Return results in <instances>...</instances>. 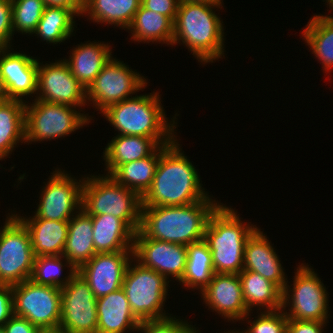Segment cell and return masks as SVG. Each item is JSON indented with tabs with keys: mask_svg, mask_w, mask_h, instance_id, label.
<instances>
[{
	"mask_svg": "<svg viewBox=\"0 0 333 333\" xmlns=\"http://www.w3.org/2000/svg\"><path fill=\"white\" fill-rule=\"evenodd\" d=\"M177 141L176 138L171 144L161 145L155 176L142 197V206H184L209 196L196 167Z\"/></svg>",
	"mask_w": 333,
	"mask_h": 333,
	"instance_id": "cell-1",
	"label": "cell"
},
{
	"mask_svg": "<svg viewBox=\"0 0 333 333\" xmlns=\"http://www.w3.org/2000/svg\"><path fill=\"white\" fill-rule=\"evenodd\" d=\"M220 204L209 195L184 206H142L139 230L150 239L188 246L204 239L209 217Z\"/></svg>",
	"mask_w": 333,
	"mask_h": 333,
	"instance_id": "cell-2",
	"label": "cell"
},
{
	"mask_svg": "<svg viewBox=\"0 0 333 333\" xmlns=\"http://www.w3.org/2000/svg\"><path fill=\"white\" fill-rule=\"evenodd\" d=\"M216 8L223 6L180 1L174 20L172 46L181 43L203 65L225 57V29Z\"/></svg>",
	"mask_w": 333,
	"mask_h": 333,
	"instance_id": "cell-3",
	"label": "cell"
},
{
	"mask_svg": "<svg viewBox=\"0 0 333 333\" xmlns=\"http://www.w3.org/2000/svg\"><path fill=\"white\" fill-rule=\"evenodd\" d=\"M159 92L141 94L113 104L102 114L118 132L116 135H131L153 138L160 146L171 144L176 139L175 113L170 122L165 114ZM176 124V125H175Z\"/></svg>",
	"mask_w": 333,
	"mask_h": 333,
	"instance_id": "cell-4",
	"label": "cell"
},
{
	"mask_svg": "<svg viewBox=\"0 0 333 333\" xmlns=\"http://www.w3.org/2000/svg\"><path fill=\"white\" fill-rule=\"evenodd\" d=\"M247 223L223 203L210 215L203 240L211 252L215 273L239 274L243 270L247 239L258 228Z\"/></svg>",
	"mask_w": 333,
	"mask_h": 333,
	"instance_id": "cell-5",
	"label": "cell"
},
{
	"mask_svg": "<svg viewBox=\"0 0 333 333\" xmlns=\"http://www.w3.org/2000/svg\"><path fill=\"white\" fill-rule=\"evenodd\" d=\"M98 175L84 176L81 208L90 216L113 215L122 219L135 233L139 231L142 198L118 184L110 175Z\"/></svg>",
	"mask_w": 333,
	"mask_h": 333,
	"instance_id": "cell-6",
	"label": "cell"
},
{
	"mask_svg": "<svg viewBox=\"0 0 333 333\" xmlns=\"http://www.w3.org/2000/svg\"><path fill=\"white\" fill-rule=\"evenodd\" d=\"M169 283L163 275L142 266L134 258L129 262L122 289L132 313L140 322L172 316L164 309Z\"/></svg>",
	"mask_w": 333,
	"mask_h": 333,
	"instance_id": "cell-7",
	"label": "cell"
},
{
	"mask_svg": "<svg viewBox=\"0 0 333 333\" xmlns=\"http://www.w3.org/2000/svg\"><path fill=\"white\" fill-rule=\"evenodd\" d=\"M32 101L34 102H25V144L27 145L63 138L91 123L92 116L85 112L80 113L83 109L37 99Z\"/></svg>",
	"mask_w": 333,
	"mask_h": 333,
	"instance_id": "cell-8",
	"label": "cell"
},
{
	"mask_svg": "<svg viewBox=\"0 0 333 333\" xmlns=\"http://www.w3.org/2000/svg\"><path fill=\"white\" fill-rule=\"evenodd\" d=\"M297 266L293 283H287L282 294L285 315L288 320L327 322L330 318L329 294L323 281L308 263Z\"/></svg>",
	"mask_w": 333,
	"mask_h": 333,
	"instance_id": "cell-9",
	"label": "cell"
},
{
	"mask_svg": "<svg viewBox=\"0 0 333 333\" xmlns=\"http://www.w3.org/2000/svg\"><path fill=\"white\" fill-rule=\"evenodd\" d=\"M34 253L26 226L11 212L0 227V285H16L31 278Z\"/></svg>",
	"mask_w": 333,
	"mask_h": 333,
	"instance_id": "cell-10",
	"label": "cell"
},
{
	"mask_svg": "<svg viewBox=\"0 0 333 333\" xmlns=\"http://www.w3.org/2000/svg\"><path fill=\"white\" fill-rule=\"evenodd\" d=\"M145 78L112 56L86 89V102L102 113L109 106L127 100L140 90L144 91L148 84Z\"/></svg>",
	"mask_w": 333,
	"mask_h": 333,
	"instance_id": "cell-11",
	"label": "cell"
},
{
	"mask_svg": "<svg viewBox=\"0 0 333 333\" xmlns=\"http://www.w3.org/2000/svg\"><path fill=\"white\" fill-rule=\"evenodd\" d=\"M14 315L40 329H56L61 320V288L39 285L31 279L12 286Z\"/></svg>",
	"mask_w": 333,
	"mask_h": 333,
	"instance_id": "cell-12",
	"label": "cell"
},
{
	"mask_svg": "<svg viewBox=\"0 0 333 333\" xmlns=\"http://www.w3.org/2000/svg\"><path fill=\"white\" fill-rule=\"evenodd\" d=\"M51 174L42 187L34 215L46 220L69 221L81 209L84 177L78 181L59 168Z\"/></svg>",
	"mask_w": 333,
	"mask_h": 333,
	"instance_id": "cell-13",
	"label": "cell"
},
{
	"mask_svg": "<svg viewBox=\"0 0 333 333\" xmlns=\"http://www.w3.org/2000/svg\"><path fill=\"white\" fill-rule=\"evenodd\" d=\"M59 329L65 333L97 331V298L78 272L61 288Z\"/></svg>",
	"mask_w": 333,
	"mask_h": 333,
	"instance_id": "cell-14",
	"label": "cell"
},
{
	"mask_svg": "<svg viewBox=\"0 0 333 333\" xmlns=\"http://www.w3.org/2000/svg\"><path fill=\"white\" fill-rule=\"evenodd\" d=\"M34 99L80 109L87 105L86 90L72 75L64 58L49 64L38 61L37 94Z\"/></svg>",
	"mask_w": 333,
	"mask_h": 333,
	"instance_id": "cell-15",
	"label": "cell"
},
{
	"mask_svg": "<svg viewBox=\"0 0 333 333\" xmlns=\"http://www.w3.org/2000/svg\"><path fill=\"white\" fill-rule=\"evenodd\" d=\"M133 258L168 281L172 277V280L179 282L186 268L187 246L150 239L139 230L134 236Z\"/></svg>",
	"mask_w": 333,
	"mask_h": 333,
	"instance_id": "cell-16",
	"label": "cell"
},
{
	"mask_svg": "<svg viewBox=\"0 0 333 333\" xmlns=\"http://www.w3.org/2000/svg\"><path fill=\"white\" fill-rule=\"evenodd\" d=\"M12 49H0L3 98L26 102L25 98L37 94L38 59Z\"/></svg>",
	"mask_w": 333,
	"mask_h": 333,
	"instance_id": "cell-17",
	"label": "cell"
},
{
	"mask_svg": "<svg viewBox=\"0 0 333 333\" xmlns=\"http://www.w3.org/2000/svg\"><path fill=\"white\" fill-rule=\"evenodd\" d=\"M132 259L133 251L96 253L77 272L98 299L122 288L126 269Z\"/></svg>",
	"mask_w": 333,
	"mask_h": 333,
	"instance_id": "cell-18",
	"label": "cell"
},
{
	"mask_svg": "<svg viewBox=\"0 0 333 333\" xmlns=\"http://www.w3.org/2000/svg\"><path fill=\"white\" fill-rule=\"evenodd\" d=\"M200 297L205 306L231 322L243 320L249 313L238 274L215 273ZM240 320V321H239Z\"/></svg>",
	"mask_w": 333,
	"mask_h": 333,
	"instance_id": "cell-19",
	"label": "cell"
},
{
	"mask_svg": "<svg viewBox=\"0 0 333 333\" xmlns=\"http://www.w3.org/2000/svg\"><path fill=\"white\" fill-rule=\"evenodd\" d=\"M265 235L258 227L247 239L243 270L260 274L283 292L288 283L287 274L285 275L284 267L273 244Z\"/></svg>",
	"mask_w": 333,
	"mask_h": 333,
	"instance_id": "cell-20",
	"label": "cell"
},
{
	"mask_svg": "<svg viewBox=\"0 0 333 333\" xmlns=\"http://www.w3.org/2000/svg\"><path fill=\"white\" fill-rule=\"evenodd\" d=\"M139 325L122 288L97 299L96 333H134Z\"/></svg>",
	"mask_w": 333,
	"mask_h": 333,
	"instance_id": "cell-21",
	"label": "cell"
},
{
	"mask_svg": "<svg viewBox=\"0 0 333 333\" xmlns=\"http://www.w3.org/2000/svg\"><path fill=\"white\" fill-rule=\"evenodd\" d=\"M13 214L26 226L34 256L62 255L68 235L69 221H56Z\"/></svg>",
	"mask_w": 333,
	"mask_h": 333,
	"instance_id": "cell-22",
	"label": "cell"
},
{
	"mask_svg": "<svg viewBox=\"0 0 333 333\" xmlns=\"http://www.w3.org/2000/svg\"><path fill=\"white\" fill-rule=\"evenodd\" d=\"M68 59H64L71 70L72 75L85 88L95 80L103 66L111 59L112 50L110 43L102 41H86L72 47Z\"/></svg>",
	"mask_w": 333,
	"mask_h": 333,
	"instance_id": "cell-23",
	"label": "cell"
},
{
	"mask_svg": "<svg viewBox=\"0 0 333 333\" xmlns=\"http://www.w3.org/2000/svg\"><path fill=\"white\" fill-rule=\"evenodd\" d=\"M96 253L133 251L135 232L113 215L91 216Z\"/></svg>",
	"mask_w": 333,
	"mask_h": 333,
	"instance_id": "cell-24",
	"label": "cell"
},
{
	"mask_svg": "<svg viewBox=\"0 0 333 333\" xmlns=\"http://www.w3.org/2000/svg\"><path fill=\"white\" fill-rule=\"evenodd\" d=\"M159 147L153 138L116 135L103 150L105 172L111 175L120 165L152 155Z\"/></svg>",
	"mask_w": 333,
	"mask_h": 333,
	"instance_id": "cell-25",
	"label": "cell"
},
{
	"mask_svg": "<svg viewBox=\"0 0 333 333\" xmlns=\"http://www.w3.org/2000/svg\"><path fill=\"white\" fill-rule=\"evenodd\" d=\"M91 216L82 208L69 220L63 256L78 270L95 254Z\"/></svg>",
	"mask_w": 333,
	"mask_h": 333,
	"instance_id": "cell-26",
	"label": "cell"
},
{
	"mask_svg": "<svg viewBox=\"0 0 333 333\" xmlns=\"http://www.w3.org/2000/svg\"><path fill=\"white\" fill-rule=\"evenodd\" d=\"M140 5L141 0H84L82 17L85 15L93 23L111 24L126 30Z\"/></svg>",
	"mask_w": 333,
	"mask_h": 333,
	"instance_id": "cell-27",
	"label": "cell"
},
{
	"mask_svg": "<svg viewBox=\"0 0 333 333\" xmlns=\"http://www.w3.org/2000/svg\"><path fill=\"white\" fill-rule=\"evenodd\" d=\"M20 142L25 144V102L1 98L0 160L8 158Z\"/></svg>",
	"mask_w": 333,
	"mask_h": 333,
	"instance_id": "cell-28",
	"label": "cell"
},
{
	"mask_svg": "<svg viewBox=\"0 0 333 333\" xmlns=\"http://www.w3.org/2000/svg\"><path fill=\"white\" fill-rule=\"evenodd\" d=\"M127 30H130V40L134 42L172 45L174 22L169 17L140 5Z\"/></svg>",
	"mask_w": 333,
	"mask_h": 333,
	"instance_id": "cell-29",
	"label": "cell"
},
{
	"mask_svg": "<svg viewBox=\"0 0 333 333\" xmlns=\"http://www.w3.org/2000/svg\"><path fill=\"white\" fill-rule=\"evenodd\" d=\"M243 299L249 312L253 308L263 311L282 309L283 292L272 282L260 274L242 270L239 274ZM265 307V308H264Z\"/></svg>",
	"mask_w": 333,
	"mask_h": 333,
	"instance_id": "cell-30",
	"label": "cell"
},
{
	"mask_svg": "<svg viewBox=\"0 0 333 333\" xmlns=\"http://www.w3.org/2000/svg\"><path fill=\"white\" fill-rule=\"evenodd\" d=\"M301 31L303 41L322 64L324 73L333 70V16L316 14Z\"/></svg>",
	"mask_w": 333,
	"mask_h": 333,
	"instance_id": "cell-31",
	"label": "cell"
},
{
	"mask_svg": "<svg viewBox=\"0 0 333 333\" xmlns=\"http://www.w3.org/2000/svg\"><path fill=\"white\" fill-rule=\"evenodd\" d=\"M161 155V146L145 158L120 165L110 176L141 198L150 189Z\"/></svg>",
	"mask_w": 333,
	"mask_h": 333,
	"instance_id": "cell-32",
	"label": "cell"
},
{
	"mask_svg": "<svg viewBox=\"0 0 333 333\" xmlns=\"http://www.w3.org/2000/svg\"><path fill=\"white\" fill-rule=\"evenodd\" d=\"M214 272L208 244L201 240L187 246L186 268L179 284L187 289H197L200 293L211 281Z\"/></svg>",
	"mask_w": 333,
	"mask_h": 333,
	"instance_id": "cell-33",
	"label": "cell"
},
{
	"mask_svg": "<svg viewBox=\"0 0 333 333\" xmlns=\"http://www.w3.org/2000/svg\"><path fill=\"white\" fill-rule=\"evenodd\" d=\"M76 16L71 9L46 6L33 34L48 44L64 43L74 34Z\"/></svg>",
	"mask_w": 333,
	"mask_h": 333,
	"instance_id": "cell-34",
	"label": "cell"
},
{
	"mask_svg": "<svg viewBox=\"0 0 333 333\" xmlns=\"http://www.w3.org/2000/svg\"><path fill=\"white\" fill-rule=\"evenodd\" d=\"M65 263H63V262ZM67 267V274L61 278L63 267ZM77 273V269L63 256H36L34 258L31 280L39 285H47L58 288L66 286Z\"/></svg>",
	"mask_w": 333,
	"mask_h": 333,
	"instance_id": "cell-35",
	"label": "cell"
},
{
	"mask_svg": "<svg viewBox=\"0 0 333 333\" xmlns=\"http://www.w3.org/2000/svg\"><path fill=\"white\" fill-rule=\"evenodd\" d=\"M13 35H33L45 10L42 0H11Z\"/></svg>",
	"mask_w": 333,
	"mask_h": 333,
	"instance_id": "cell-36",
	"label": "cell"
},
{
	"mask_svg": "<svg viewBox=\"0 0 333 333\" xmlns=\"http://www.w3.org/2000/svg\"><path fill=\"white\" fill-rule=\"evenodd\" d=\"M251 313L242 320L248 322L249 327L247 326L245 330L240 332L242 333H286L288 318L284 313L283 309L275 311H260L251 322L249 319ZM250 316V317H249ZM257 318V319H256Z\"/></svg>",
	"mask_w": 333,
	"mask_h": 333,
	"instance_id": "cell-37",
	"label": "cell"
},
{
	"mask_svg": "<svg viewBox=\"0 0 333 333\" xmlns=\"http://www.w3.org/2000/svg\"><path fill=\"white\" fill-rule=\"evenodd\" d=\"M175 316L163 319L141 321L137 332L140 333H201L195 325Z\"/></svg>",
	"mask_w": 333,
	"mask_h": 333,
	"instance_id": "cell-38",
	"label": "cell"
},
{
	"mask_svg": "<svg viewBox=\"0 0 333 333\" xmlns=\"http://www.w3.org/2000/svg\"><path fill=\"white\" fill-rule=\"evenodd\" d=\"M11 0H0V49L10 48L13 40Z\"/></svg>",
	"mask_w": 333,
	"mask_h": 333,
	"instance_id": "cell-39",
	"label": "cell"
},
{
	"mask_svg": "<svg viewBox=\"0 0 333 333\" xmlns=\"http://www.w3.org/2000/svg\"><path fill=\"white\" fill-rule=\"evenodd\" d=\"M180 0H141V5L155 13L163 14L169 17L173 22L175 20Z\"/></svg>",
	"mask_w": 333,
	"mask_h": 333,
	"instance_id": "cell-40",
	"label": "cell"
},
{
	"mask_svg": "<svg viewBox=\"0 0 333 333\" xmlns=\"http://www.w3.org/2000/svg\"><path fill=\"white\" fill-rule=\"evenodd\" d=\"M14 315L12 286L0 285V326Z\"/></svg>",
	"mask_w": 333,
	"mask_h": 333,
	"instance_id": "cell-41",
	"label": "cell"
},
{
	"mask_svg": "<svg viewBox=\"0 0 333 333\" xmlns=\"http://www.w3.org/2000/svg\"><path fill=\"white\" fill-rule=\"evenodd\" d=\"M327 323L329 321L288 320L286 333H322L326 329Z\"/></svg>",
	"mask_w": 333,
	"mask_h": 333,
	"instance_id": "cell-42",
	"label": "cell"
},
{
	"mask_svg": "<svg viewBox=\"0 0 333 333\" xmlns=\"http://www.w3.org/2000/svg\"><path fill=\"white\" fill-rule=\"evenodd\" d=\"M5 333H38L40 328L27 319L13 315L4 325Z\"/></svg>",
	"mask_w": 333,
	"mask_h": 333,
	"instance_id": "cell-43",
	"label": "cell"
},
{
	"mask_svg": "<svg viewBox=\"0 0 333 333\" xmlns=\"http://www.w3.org/2000/svg\"><path fill=\"white\" fill-rule=\"evenodd\" d=\"M46 6L71 9L78 17L82 15L84 0H42Z\"/></svg>",
	"mask_w": 333,
	"mask_h": 333,
	"instance_id": "cell-44",
	"label": "cell"
},
{
	"mask_svg": "<svg viewBox=\"0 0 333 333\" xmlns=\"http://www.w3.org/2000/svg\"><path fill=\"white\" fill-rule=\"evenodd\" d=\"M184 2H198V3H206L210 5H220L223 6V0H180Z\"/></svg>",
	"mask_w": 333,
	"mask_h": 333,
	"instance_id": "cell-45",
	"label": "cell"
},
{
	"mask_svg": "<svg viewBox=\"0 0 333 333\" xmlns=\"http://www.w3.org/2000/svg\"><path fill=\"white\" fill-rule=\"evenodd\" d=\"M38 333H65L59 328L56 329H40Z\"/></svg>",
	"mask_w": 333,
	"mask_h": 333,
	"instance_id": "cell-46",
	"label": "cell"
},
{
	"mask_svg": "<svg viewBox=\"0 0 333 333\" xmlns=\"http://www.w3.org/2000/svg\"><path fill=\"white\" fill-rule=\"evenodd\" d=\"M323 2L327 3L326 5H328L329 9L333 12V0H323Z\"/></svg>",
	"mask_w": 333,
	"mask_h": 333,
	"instance_id": "cell-47",
	"label": "cell"
},
{
	"mask_svg": "<svg viewBox=\"0 0 333 333\" xmlns=\"http://www.w3.org/2000/svg\"><path fill=\"white\" fill-rule=\"evenodd\" d=\"M3 98V88H2V80L0 76V99Z\"/></svg>",
	"mask_w": 333,
	"mask_h": 333,
	"instance_id": "cell-48",
	"label": "cell"
},
{
	"mask_svg": "<svg viewBox=\"0 0 333 333\" xmlns=\"http://www.w3.org/2000/svg\"><path fill=\"white\" fill-rule=\"evenodd\" d=\"M224 333H242V332H240V330H239V331H233V330L231 331V330H228V332H227V331H226V332L224 331Z\"/></svg>",
	"mask_w": 333,
	"mask_h": 333,
	"instance_id": "cell-49",
	"label": "cell"
},
{
	"mask_svg": "<svg viewBox=\"0 0 333 333\" xmlns=\"http://www.w3.org/2000/svg\"><path fill=\"white\" fill-rule=\"evenodd\" d=\"M0 333H5L3 326H0Z\"/></svg>",
	"mask_w": 333,
	"mask_h": 333,
	"instance_id": "cell-50",
	"label": "cell"
}]
</instances>
